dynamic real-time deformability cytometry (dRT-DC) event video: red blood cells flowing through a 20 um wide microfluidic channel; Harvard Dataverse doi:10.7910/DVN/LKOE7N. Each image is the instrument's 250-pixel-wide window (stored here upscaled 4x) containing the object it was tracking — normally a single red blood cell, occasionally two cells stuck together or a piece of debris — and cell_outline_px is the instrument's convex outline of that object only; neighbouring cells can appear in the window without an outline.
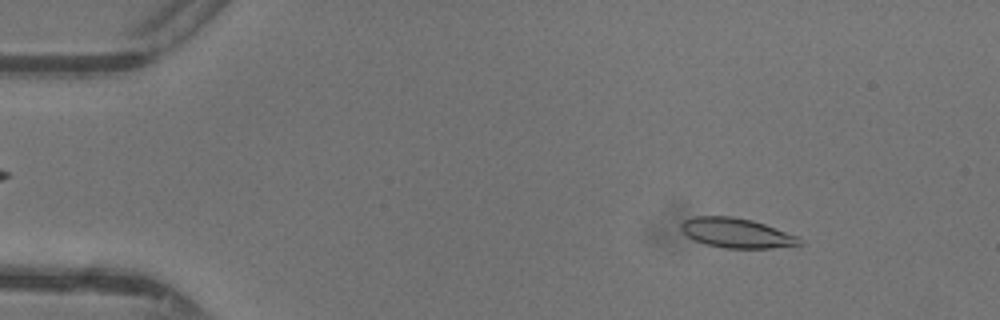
{"species": "common noctule bat (a hibernating species)", "species_latin": "Nyctalus noctula", "temperature_condition": "warm", "stored_images_in_passage": 45, "camera_frame_rate_fps": 3000, "um_per_image_px": 0.085, "animal": {"sex": "female"}, "frame": {"image": 1, "passage_image": 4, "time_ms": 1.0, "image_size_px": [1000, 320], "cell_outline_px": [[804, 244], [772, 248], [724, 248], [704, 244], [688, 236], [680, 228], [680, 224], [684, 220], [696, 216], [732, 216], [752, 220], [800, 236], [804, 240]], "centroid_in_image_um": [62.66, 19.81], "position_along_channel_um": 22.3, "area_um2": 20.63}}
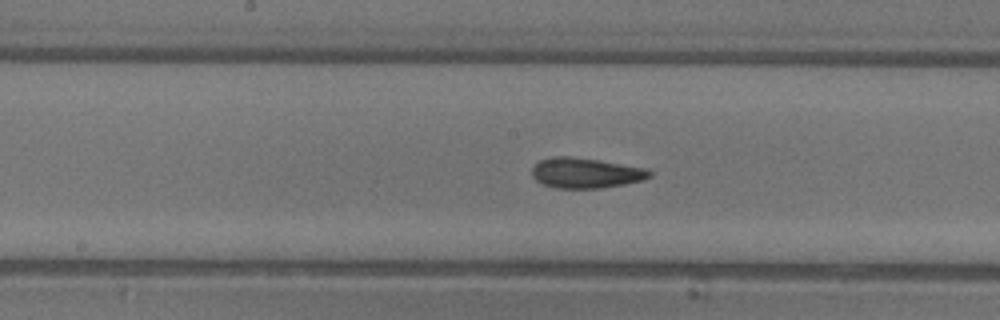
{"frame": {"image": 2, "passage_image": 22, "time_ms": 7.0, "image_size_px": [1000, 320], "cell_outline_px": [[652, 176], [644, 180], [624, 184], [600, 188], [556, 188], [544, 184], [536, 180], [532, 176], [532, 168], [540, 160], [556, 156], [568, 156], [600, 160], [648, 168], [652, 172]], "centroid_in_image_um": [49.83, 14.7], "position_along_channel_um": 198.4, "area_um2": 20.81}}
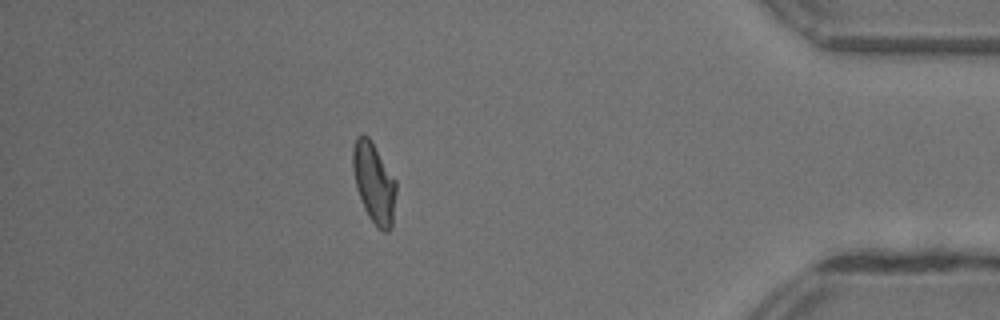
{"frame": {"image": 3, "passage_image": 39, "time_ms": 12.667, "image_size_px": [1000, 320], "cell_outline_px": [[396, 192], [392, 228], [388, 232], [384, 232], [368, 216], [364, 208], [356, 188], [352, 168], [352, 148], [356, 136], [364, 132], [368, 136], [396, 180]], "centroid_in_image_um": [31.77, 15.51], "position_along_channel_um": 403.4, "area_um2": 20.35}, "authors_computed_cell_mechanics": {"area_um2": 20.23, "velocity_mm_per_s": 4.3954, "shape_relaxation_time_tau1_ms": 6.03, "shape_relaxation_time_tau2_ms": 1.8353, "deformation_change_tau1": 0.1895, "deformation_change_tau2": 0.09}}